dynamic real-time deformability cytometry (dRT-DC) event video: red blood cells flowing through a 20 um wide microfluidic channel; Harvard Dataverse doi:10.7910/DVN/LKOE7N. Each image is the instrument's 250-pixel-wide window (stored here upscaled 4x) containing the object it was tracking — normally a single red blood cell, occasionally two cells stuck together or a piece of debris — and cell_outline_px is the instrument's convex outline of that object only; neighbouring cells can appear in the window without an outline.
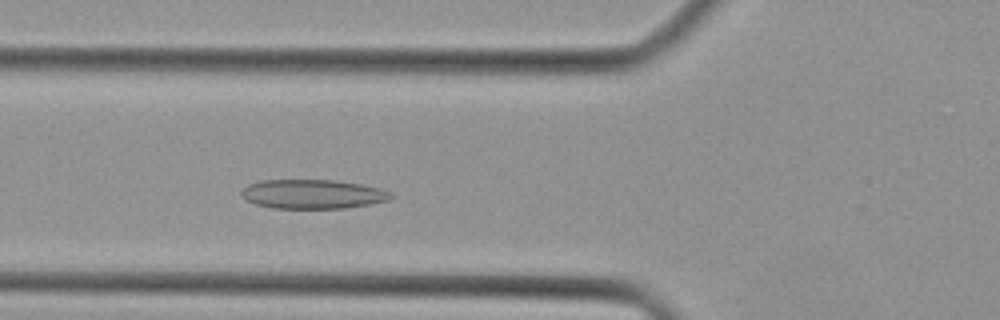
{"species": "Egyptian fruit bat (a non-hibernating species)", "species_latin": "Rousettus aegyptiacus", "temperature_condition": "cold", "stored_images_in_passage": 29, "camera_frame_rate_fps": 3000, "um_per_image_px": 0.085, "animal": {"sex": "female"}, "frame": {"image": 1, "passage_image": 8, "time_ms": 2.333, "image_size_px": [1000, 320], "cell_outline_px": [[396, 196], [388, 200], [372, 204], [344, 208], [272, 208], [256, 204], [244, 200], [240, 192], [248, 184], [260, 180], [336, 180], [360, 184], [380, 188], [392, 192]], "centroid_in_image_um": [26.6, 16.5], "position_along_channel_um": 99.2, "area_um2": 25.66}}
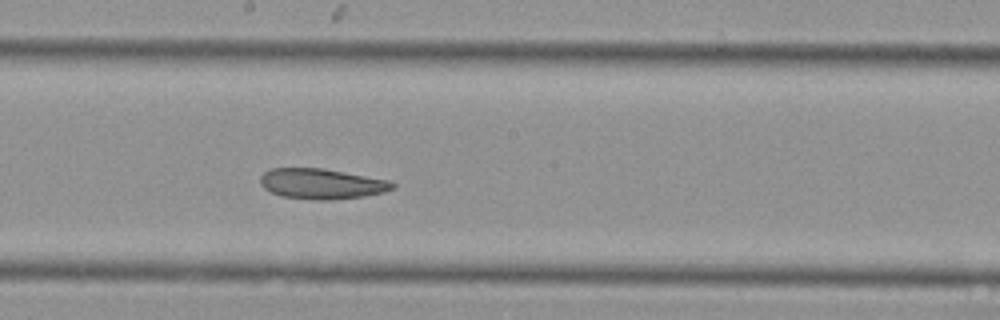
{"frame": {"image": 2, "passage_image": 16, "time_ms": 5.0, "image_size_px": [1000, 320], "cell_outline_px": [[396, 188], [384, 192], [364, 196], [332, 200], [320, 200], [280, 196], [264, 188], [260, 184], [260, 176], [264, 172], [272, 168], [324, 168], [388, 180], [396, 184]], "centroid_in_image_um": [27.35, 15.62], "position_along_channel_um": 220.9, "area_um2": 23.47}}
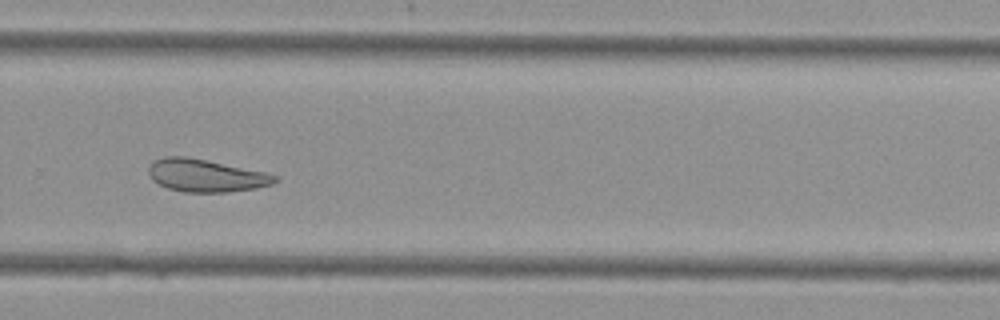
{"frame": {"image": 3, "passage_image": 22, "time_ms": 7.0, "image_size_px": [1000, 320], "cell_outline_px": [[280, 180], [272, 184], [256, 188], [228, 192], [184, 192], [168, 188], [152, 180], [148, 172], [148, 168], [156, 160], [164, 156], [184, 156], [264, 172], [276, 176]], "centroid_in_image_um": [17.49, 14.93], "position_along_channel_um": 312.3, "area_um2": 23.64}}